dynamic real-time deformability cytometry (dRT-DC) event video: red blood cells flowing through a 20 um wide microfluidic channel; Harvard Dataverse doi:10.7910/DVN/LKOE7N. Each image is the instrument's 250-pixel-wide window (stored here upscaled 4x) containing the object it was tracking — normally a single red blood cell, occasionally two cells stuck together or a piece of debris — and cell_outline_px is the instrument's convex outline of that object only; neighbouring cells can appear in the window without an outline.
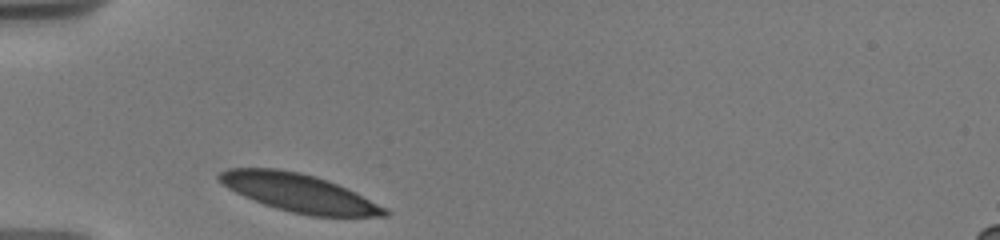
{"species": "human", "species_latin": "Homo sapiens", "temperature_condition": "warm", "stored_images_in_passage": 25, "camera_frame_rate_fps": 3000, "um_per_image_px": 0.085, "donor": {"sex": "male"}, "frame": {"image": 1, "passage_image": 1, "time_ms": 0.0, "image_size_px": [1000, 240], "cell_outline_px": [[388, 216], [308, 216], [276, 208], [264, 204], [244, 196], [228, 188], [216, 176], [220, 172], [228, 168], [276, 168], [300, 172], [316, 176], [328, 180], [348, 188], [388, 208]], "centroid_in_image_um": [25.45, 16.39], "position_along_channel_um": 59.6, "area_um2": 36.65}}
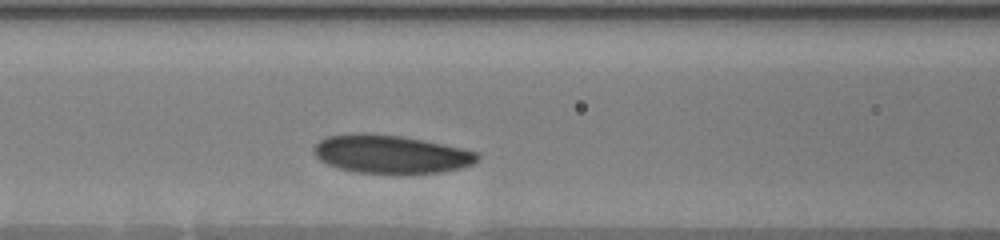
{"frame": {"image": 2, "passage_image": 11, "time_ms": 2.333, "image_size_px": [1000, 240], "cell_outline_px": [[480, 156], [472, 164], [460, 168], [440, 172], [356, 172], [340, 168], [328, 164], [320, 160], [316, 156], [312, 148], [320, 140], [328, 136], [364, 132], [368, 132], [400, 136], [464, 148], [476, 152]], "centroid_in_image_um": [33.2, 13.08], "position_along_channel_um": 133.4, "area_um2": 35.89}}
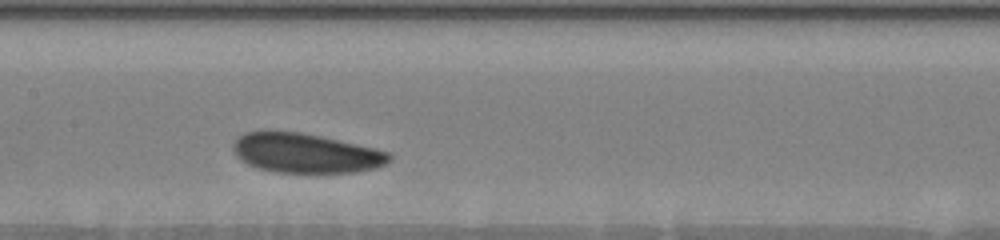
{"frame": {"image": 3, "passage_image": 20, "time_ms": 3.667, "image_size_px": [1000, 240], "cell_outline_px": [[392, 160], [388, 164], [376, 168], [356, 172], [276, 172], [256, 168], [248, 164], [236, 156], [232, 148], [232, 144], [244, 132], [300, 132], [320, 136], [376, 148], [392, 152]], "centroid_in_image_um": [26.04, 13.03], "position_along_channel_um": 181.4, "area_um2": 35.95}}